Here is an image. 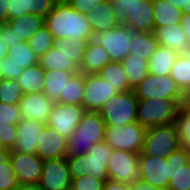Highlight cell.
I'll list each match as a JSON object with an SVG mask.
<instances>
[{
	"mask_svg": "<svg viewBox=\"0 0 190 190\" xmlns=\"http://www.w3.org/2000/svg\"><path fill=\"white\" fill-rule=\"evenodd\" d=\"M8 4L9 0H0V23L8 21Z\"/></svg>",
	"mask_w": 190,
	"mask_h": 190,
	"instance_id": "cell-53",
	"label": "cell"
},
{
	"mask_svg": "<svg viewBox=\"0 0 190 190\" xmlns=\"http://www.w3.org/2000/svg\"><path fill=\"white\" fill-rule=\"evenodd\" d=\"M10 150L0 146V164L9 158Z\"/></svg>",
	"mask_w": 190,
	"mask_h": 190,
	"instance_id": "cell-55",
	"label": "cell"
},
{
	"mask_svg": "<svg viewBox=\"0 0 190 190\" xmlns=\"http://www.w3.org/2000/svg\"><path fill=\"white\" fill-rule=\"evenodd\" d=\"M105 0H71L69 5L76 11L88 15L93 9L103 3Z\"/></svg>",
	"mask_w": 190,
	"mask_h": 190,
	"instance_id": "cell-48",
	"label": "cell"
},
{
	"mask_svg": "<svg viewBox=\"0 0 190 190\" xmlns=\"http://www.w3.org/2000/svg\"><path fill=\"white\" fill-rule=\"evenodd\" d=\"M103 190H130L129 185L108 179Z\"/></svg>",
	"mask_w": 190,
	"mask_h": 190,
	"instance_id": "cell-50",
	"label": "cell"
},
{
	"mask_svg": "<svg viewBox=\"0 0 190 190\" xmlns=\"http://www.w3.org/2000/svg\"><path fill=\"white\" fill-rule=\"evenodd\" d=\"M21 120L19 105L0 102V122L17 125Z\"/></svg>",
	"mask_w": 190,
	"mask_h": 190,
	"instance_id": "cell-41",
	"label": "cell"
},
{
	"mask_svg": "<svg viewBox=\"0 0 190 190\" xmlns=\"http://www.w3.org/2000/svg\"><path fill=\"white\" fill-rule=\"evenodd\" d=\"M173 169L166 157L139 153V180L158 190H167Z\"/></svg>",
	"mask_w": 190,
	"mask_h": 190,
	"instance_id": "cell-12",
	"label": "cell"
},
{
	"mask_svg": "<svg viewBox=\"0 0 190 190\" xmlns=\"http://www.w3.org/2000/svg\"><path fill=\"white\" fill-rule=\"evenodd\" d=\"M9 160L20 185L39 184L44 161L37 154L10 151Z\"/></svg>",
	"mask_w": 190,
	"mask_h": 190,
	"instance_id": "cell-14",
	"label": "cell"
},
{
	"mask_svg": "<svg viewBox=\"0 0 190 190\" xmlns=\"http://www.w3.org/2000/svg\"><path fill=\"white\" fill-rule=\"evenodd\" d=\"M88 39H55L53 47L39 58L45 71H79L83 62Z\"/></svg>",
	"mask_w": 190,
	"mask_h": 190,
	"instance_id": "cell-2",
	"label": "cell"
},
{
	"mask_svg": "<svg viewBox=\"0 0 190 190\" xmlns=\"http://www.w3.org/2000/svg\"><path fill=\"white\" fill-rule=\"evenodd\" d=\"M7 56L13 60L12 62L23 69L39 63V58L27 41L16 43L13 47L8 48Z\"/></svg>",
	"mask_w": 190,
	"mask_h": 190,
	"instance_id": "cell-34",
	"label": "cell"
},
{
	"mask_svg": "<svg viewBox=\"0 0 190 190\" xmlns=\"http://www.w3.org/2000/svg\"><path fill=\"white\" fill-rule=\"evenodd\" d=\"M9 158L0 164V190H16L19 186Z\"/></svg>",
	"mask_w": 190,
	"mask_h": 190,
	"instance_id": "cell-39",
	"label": "cell"
},
{
	"mask_svg": "<svg viewBox=\"0 0 190 190\" xmlns=\"http://www.w3.org/2000/svg\"><path fill=\"white\" fill-rule=\"evenodd\" d=\"M55 4H69L71 0H54Z\"/></svg>",
	"mask_w": 190,
	"mask_h": 190,
	"instance_id": "cell-58",
	"label": "cell"
},
{
	"mask_svg": "<svg viewBox=\"0 0 190 190\" xmlns=\"http://www.w3.org/2000/svg\"><path fill=\"white\" fill-rule=\"evenodd\" d=\"M181 147L190 151V106L183 105L175 121Z\"/></svg>",
	"mask_w": 190,
	"mask_h": 190,
	"instance_id": "cell-37",
	"label": "cell"
},
{
	"mask_svg": "<svg viewBox=\"0 0 190 190\" xmlns=\"http://www.w3.org/2000/svg\"><path fill=\"white\" fill-rule=\"evenodd\" d=\"M27 13L46 17L55 5L54 0H26Z\"/></svg>",
	"mask_w": 190,
	"mask_h": 190,
	"instance_id": "cell-43",
	"label": "cell"
},
{
	"mask_svg": "<svg viewBox=\"0 0 190 190\" xmlns=\"http://www.w3.org/2000/svg\"><path fill=\"white\" fill-rule=\"evenodd\" d=\"M85 80L86 74L80 71L75 73L56 102L83 106Z\"/></svg>",
	"mask_w": 190,
	"mask_h": 190,
	"instance_id": "cell-31",
	"label": "cell"
},
{
	"mask_svg": "<svg viewBox=\"0 0 190 190\" xmlns=\"http://www.w3.org/2000/svg\"><path fill=\"white\" fill-rule=\"evenodd\" d=\"M129 55L149 59L159 47L154 32H134L129 43Z\"/></svg>",
	"mask_w": 190,
	"mask_h": 190,
	"instance_id": "cell-27",
	"label": "cell"
},
{
	"mask_svg": "<svg viewBox=\"0 0 190 190\" xmlns=\"http://www.w3.org/2000/svg\"><path fill=\"white\" fill-rule=\"evenodd\" d=\"M173 66L170 76L187 96L190 93V52L179 54Z\"/></svg>",
	"mask_w": 190,
	"mask_h": 190,
	"instance_id": "cell-32",
	"label": "cell"
},
{
	"mask_svg": "<svg viewBox=\"0 0 190 190\" xmlns=\"http://www.w3.org/2000/svg\"><path fill=\"white\" fill-rule=\"evenodd\" d=\"M122 24L131 28L134 32H153V0H139L135 3Z\"/></svg>",
	"mask_w": 190,
	"mask_h": 190,
	"instance_id": "cell-20",
	"label": "cell"
},
{
	"mask_svg": "<svg viewBox=\"0 0 190 190\" xmlns=\"http://www.w3.org/2000/svg\"><path fill=\"white\" fill-rule=\"evenodd\" d=\"M0 79H2V64H1V60H0Z\"/></svg>",
	"mask_w": 190,
	"mask_h": 190,
	"instance_id": "cell-60",
	"label": "cell"
},
{
	"mask_svg": "<svg viewBox=\"0 0 190 190\" xmlns=\"http://www.w3.org/2000/svg\"><path fill=\"white\" fill-rule=\"evenodd\" d=\"M6 23L17 37L27 41L33 34L45 26V18L35 14H27L24 17L10 19Z\"/></svg>",
	"mask_w": 190,
	"mask_h": 190,
	"instance_id": "cell-26",
	"label": "cell"
},
{
	"mask_svg": "<svg viewBox=\"0 0 190 190\" xmlns=\"http://www.w3.org/2000/svg\"><path fill=\"white\" fill-rule=\"evenodd\" d=\"M181 147L176 123L147 128L142 149L144 155L168 157Z\"/></svg>",
	"mask_w": 190,
	"mask_h": 190,
	"instance_id": "cell-7",
	"label": "cell"
},
{
	"mask_svg": "<svg viewBox=\"0 0 190 190\" xmlns=\"http://www.w3.org/2000/svg\"><path fill=\"white\" fill-rule=\"evenodd\" d=\"M178 56L179 53L172 51L170 48L159 46L148 59V73L156 76L170 75Z\"/></svg>",
	"mask_w": 190,
	"mask_h": 190,
	"instance_id": "cell-24",
	"label": "cell"
},
{
	"mask_svg": "<svg viewBox=\"0 0 190 190\" xmlns=\"http://www.w3.org/2000/svg\"><path fill=\"white\" fill-rule=\"evenodd\" d=\"M186 99L138 100L137 122L145 128L175 123Z\"/></svg>",
	"mask_w": 190,
	"mask_h": 190,
	"instance_id": "cell-5",
	"label": "cell"
},
{
	"mask_svg": "<svg viewBox=\"0 0 190 190\" xmlns=\"http://www.w3.org/2000/svg\"><path fill=\"white\" fill-rule=\"evenodd\" d=\"M147 128L137 121L124 126H106L104 142L115 150L141 153Z\"/></svg>",
	"mask_w": 190,
	"mask_h": 190,
	"instance_id": "cell-8",
	"label": "cell"
},
{
	"mask_svg": "<svg viewBox=\"0 0 190 190\" xmlns=\"http://www.w3.org/2000/svg\"><path fill=\"white\" fill-rule=\"evenodd\" d=\"M139 154L126 150L113 149L107 163L110 180L132 185L139 180Z\"/></svg>",
	"mask_w": 190,
	"mask_h": 190,
	"instance_id": "cell-11",
	"label": "cell"
},
{
	"mask_svg": "<svg viewBox=\"0 0 190 190\" xmlns=\"http://www.w3.org/2000/svg\"><path fill=\"white\" fill-rule=\"evenodd\" d=\"M119 91L98 74H86L83 107L86 111L98 112Z\"/></svg>",
	"mask_w": 190,
	"mask_h": 190,
	"instance_id": "cell-15",
	"label": "cell"
},
{
	"mask_svg": "<svg viewBox=\"0 0 190 190\" xmlns=\"http://www.w3.org/2000/svg\"><path fill=\"white\" fill-rule=\"evenodd\" d=\"M130 190H158L151 185H148L145 182H142L138 180L137 182H134L132 185H129Z\"/></svg>",
	"mask_w": 190,
	"mask_h": 190,
	"instance_id": "cell-54",
	"label": "cell"
},
{
	"mask_svg": "<svg viewBox=\"0 0 190 190\" xmlns=\"http://www.w3.org/2000/svg\"><path fill=\"white\" fill-rule=\"evenodd\" d=\"M186 105L190 106V93L186 96Z\"/></svg>",
	"mask_w": 190,
	"mask_h": 190,
	"instance_id": "cell-59",
	"label": "cell"
},
{
	"mask_svg": "<svg viewBox=\"0 0 190 190\" xmlns=\"http://www.w3.org/2000/svg\"><path fill=\"white\" fill-rule=\"evenodd\" d=\"M71 183L67 158L44 160L39 182L41 190H70Z\"/></svg>",
	"mask_w": 190,
	"mask_h": 190,
	"instance_id": "cell-16",
	"label": "cell"
},
{
	"mask_svg": "<svg viewBox=\"0 0 190 190\" xmlns=\"http://www.w3.org/2000/svg\"><path fill=\"white\" fill-rule=\"evenodd\" d=\"M93 34L116 27L120 22L114 16L109 0H105L87 15Z\"/></svg>",
	"mask_w": 190,
	"mask_h": 190,
	"instance_id": "cell-23",
	"label": "cell"
},
{
	"mask_svg": "<svg viewBox=\"0 0 190 190\" xmlns=\"http://www.w3.org/2000/svg\"><path fill=\"white\" fill-rule=\"evenodd\" d=\"M0 38L5 43L7 48L13 47L16 43L23 41L15 35L14 31L8 26L7 23H0Z\"/></svg>",
	"mask_w": 190,
	"mask_h": 190,
	"instance_id": "cell-49",
	"label": "cell"
},
{
	"mask_svg": "<svg viewBox=\"0 0 190 190\" xmlns=\"http://www.w3.org/2000/svg\"><path fill=\"white\" fill-rule=\"evenodd\" d=\"M180 25L183 28V31L187 35V40L190 46V14H183Z\"/></svg>",
	"mask_w": 190,
	"mask_h": 190,
	"instance_id": "cell-52",
	"label": "cell"
},
{
	"mask_svg": "<svg viewBox=\"0 0 190 190\" xmlns=\"http://www.w3.org/2000/svg\"><path fill=\"white\" fill-rule=\"evenodd\" d=\"M54 103L44 93L24 94L18 104L22 120H37L46 124Z\"/></svg>",
	"mask_w": 190,
	"mask_h": 190,
	"instance_id": "cell-18",
	"label": "cell"
},
{
	"mask_svg": "<svg viewBox=\"0 0 190 190\" xmlns=\"http://www.w3.org/2000/svg\"><path fill=\"white\" fill-rule=\"evenodd\" d=\"M36 154L44 160L67 158L68 139L45 125L38 137Z\"/></svg>",
	"mask_w": 190,
	"mask_h": 190,
	"instance_id": "cell-17",
	"label": "cell"
},
{
	"mask_svg": "<svg viewBox=\"0 0 190 190\" xmlns=\"http://www.w3.org/2000/svg\"><path fill=\"white\" fill-rule=\"evenodd\" d=\"M111 61L105 49L91 40L87 44L84 59L79 71L84 74H98L99 71Z\"/></svg>",
	"mask_w": 190,
	"mask_h": 190,
	"instance_id": "cell-22",
	"label": "cell"
},
{
	"mask_svg": "<svg viewBox=\"0 0 190 190\" xmlns=\"http://www.w3.org/2000/svg\"><path fill=\"white\" fill-rule=\"evenodd\" d=\"M122 65L129 77L130 87L134 90L148 74V59L127 56Z\"/></svg>",
	"mask_w": 190,
	"mask_h": 190,
	"instance_id": "cell-33",
	"label": "cell"
},
{
	"mask_svg": "<svg viewBox=\"0 0 190 190\" xmlns=\"http://www.w3.org/2000/svg\"><path fill=\"white\" fill-rule=\"evenodd\" d=\"M105 132L106 123L99 112L86 111L68 138L67 157L87 154L94 144L104 141Z\"/></svg>",
	"mask_w": 190,
	"mask_h": 190,
	"instance_id": "cell-3",
	"label": "cell"
},
{
	"mask_svg": "<svg viewBox=\"0 0 190 190\" xmlns=\"http://www.w3.org/2000/svg\"><path fill=\"white\" fill-rule=\"evenodd\" d=\"M17 136V125L0 122V146L12 150Z\"/></svg>",
	"mask_w": 190,
	"mask_h": 190,
	"instance_id": "cell-42",
	"label": "cell"
},
{
	"mask_svg": "<svg viewBox=\"0 0 190 190\" xmlns=\"http://www.w3.org/2000/svg\"><path fill=\"white\" fill-rule=\"evenodd\" d=\"M138 98L134 90L119 92L98 111L106 126H124L137 121Z\"/></svg>",
	"mask_w": 190,
	"mask_h": 190,
	"instance_id": "cell-6",
	"label": "cell"
},
{
	"mask_svg": "<svg viewBox=\"0 0 190 190\" xmlns=\"http://www.w3.org/2000/svg\"><path fill=\"white\" fill-rule=\"evenodd\" d=\"M113 148L104 141L96 143L85 155L67 157L71 178L92 175L98 180L107 182V163Z\"/></svg>",
	"mask_w": 190,
	"mask_h": 190,
	"instance_id": "cell-4",
	"label": "cell"
},
{
	"mask_svg": "<svg viewBox=\"0 0 190 190\" xmlns=\"http://www.w3.org/2000/svg\"><path fill=\"white\" fill-rule=\"evenodd\" d=\"M134 31L120 23L116 27L93 35V41L101 45L112 61L122 62L129 55V43Z\"/></svg>",
	"mask_w": 190,
	"mask_h": 190,
	"instance_id": "cell-10",
	"label": "cell"
},
{
	"mask_svg": "<svg viewBox=\"0 0 190 190\" xmlns=\"http://www.w3.org/2000/svg\"><path fill=\"white\" fill-rule=\"evenodd\" d=\"M175 7L182 10L183 14H190V0H168Z\"/></svg>",
	"mask_w": 190,
	"mask_h": 190,
	"instance_id": "cell-51",
	"label": "cell"
},
{
	"mask_svg": "<svg viewBox=\"0 0 190 190\" xmlns=\"http://www.w3.org/2000/svg\"><path fill=\"white\" fill-rule=\"evenodd\" d=\"M46 71L38 63L23 70L16 79L24 94L43 93Z\"/></svg>",
	"mask_w": 190,
	"mask_h": 190,
	"instance_id": "cell-25",
	"label": "cell"
},
{
	"mask_svg": "<svg viewBox=\"0 0 190 190\" xmlns=\"http://www.w3.org/2000/svg\"><path fill=\"white\" fill-rule=\"evenodd\" d=\"M139 0H109L114 16L122 23L131 7Z\"/></svg>",
	"mask_w": 190,
	"mask_h": 190,
	"instance_id": "cell-44",
	"label": "cell"
},
{
	"mask_svg": "<svg viewBox=\"0 0 190 190\" xmlns=\"http://www.w3.org/2000/svg\"><path fill=\"white\" fill-rule=\"evenodd\" d=\"M167 190H190V161L182 167H173Z\"/></svg>",
	"mask_w": 190,
	"mask_h": 190,
	"instance_id": "cell-38",
	"label": "cell"
},
{
	"mask_svg": "<svg viewBox=\"0 0 190 190\" xmlns=\"http://www.w3.org/2000/svg\"><path fill=\"white\" fill-rule=\"evenodd\" d=\"M12 61L13 60L8 56H5L3 59H1L2 79L16 80L23 72L24 69Z\"/></svg>",
	"mask_w": 190,
	"mask_h": 190,
	"instance_id": "cell-45",
	"label": "cell"
},
{
	"mask_svg": "<svg viewBox=\"0 0 190 190\" xmlns=\"http://www.w3.org/2000/svg\"><path fill=\"white\" fill-rule=\"evenodd\" d=\"M8 48L6 47L5 43L0 38V60L7 56Z\"/></svg>",
	"mask_w": 190,
	"mask_h": 190,
	"instance_id": "cell-57",
	"label": "cell"
},
{
	"mask_svg": "<svg viewBox=\"0 0 190 190\" xmlns=\"http://www.w3.org/2000/svg\"><path fill=\"white\" fill-rule=\"evenodd\" d=\"M54 37L46 26H43L27 40L38 58L46 54L54 44Z\"/></svg>",
	"mask_w": 190,
	"mask_h": 190,
	"instance_id": "cell-35",
	"label": "cell"
},
{
	"mask_svg": "<svg viewBox=\"0 0 190 190\" xmlns=\"http://www.w3.org/2000/svg\"><path fill=\"white\" fill-rule=\"evenodd\" d=\"M154 34L159 46L170 48L176 53L190 52L187 35L180 24L154 27Z\"/></svg>",
	"mask_w": 190,
	"mask_h": 190,
	"instance_id": "cell-21",
	"label": "cell"
},
{
	"mask_svg": "<svg viewBox=\"0 0 190 190\" xmlns=\"http://www.w3.org/2000/svg\"><path fill=\"white\" fill-rule=\"evenodd\" d=\"M190 161V151L184 147H180L167 157V163L171 164V168L182 167Z\"/></svg>",
	"mask_w": 190,
	"mask_h": 190,
	"instance_id": "cell-46",
	"label": "cell"
},
{
	"mask_svg": "<svg viewBox=\"0 0 190 190\" xmlns=\"http://www.w3.org/2000/svg\"><path fill=\"white\" fill-rule=\"evenodd\" d=\"M16 190H41L39 184L19 185Z\"/></svg>",
	"mask_w": 190,
	"mask_h": 190,
	"instance_id": "cell-56",
	"label": "cell"
},
{
	"mask_svg": "<svg viewBox=\"0 0 190 190\" xmlns=\"http://www.w3.org/2000/svg\"><path fill=\"white\" fill-rule=\"evenodd\" d=\"M154 27L180 24L183 12L168 0H153Z\"/></svg>",
	"mask_w": 190,
	"mask_h": 190,
	"instance_id": "cell-28",
	"label": "cell"
},
{
	"mask_svg": "<svg viewBox=\"0 0 190 190\" xmlns=\"http://www.w3.org/2000/svg\"><path fill=\"white\" fill-rule=\"evenodd\" d=\"M104 182L92 175L76 177L72 179L70 190H103Z\"/></svg>",
	"mask_w": 190,
	"mask_h": 190,
	"instance_id": "cell-40",
	"label": "cell"
},
{
	"mask_svg": "<svg viewBox=\"0 0 190 190\" xmlns=\"http://www.w3.org/2000/svg\"><path fill=\"white\" fill-rule=\"evenodd\" d=\"M85 112L83 106L55 102L46 125L68 139L76 131Z\"/></svg>",
	"mask_w": 190,
	"mask_h": 190,
	"instance_id": "cell-13",
	"label": "cell"
},
{
	"mask_svg": "<svg viewBox=\"0 0 190 190\" xmlns=\"http://www.w3.org/2000/svg\"><path fill=\"white\" fill-rule=\"evenodd\" d=\"M45 26L54 39L83 38L93 40L92 28L88 17L69 4H55L45 17Z\"/></svg>",
	"mask_w": 190,
	"mask_h": 190,
	"instance_id": "cell-1",
	"label": "cell"
},
{
	"mask_svg": "<svg viewBox=\"0 0 190 190\" xmlns=\"http://www.w3.org/2000/svg\"><path fill=\"white\" fill-rule=\"evenodd\" d=\"M98 75L119 92H127L133 90L130 87L129 77L124 70L122 62H109L104 68L99 71Z\"/></svg>",
	"mask_w": 190,
	"mask_h": 190,
	"instance_id": "cell-30",
	"label": "cell"
},
{
	"mask_svg": "<svg viewBox=\"0 0 190 190\" xmlns=\"http://www.w3.org/2000/svg\"><path fill=\"white\" fill-rule=\"evenodd\" d=\"M134 92L138 100L186 99V95L170 75L156 76L148 73L144 80L134 89Z\"/></svg>",
	"mask_w": 190,
	"mask_h": 190,
	"instance_id": "cell-9",
	"label": "cell"
},
{
	"mask_svg": "<svg viewBox=\"0 0 190 190\" xmlns=\"http://www.w3.org/2000/svg\"><path fill=\"white\" fill-rule=\"evenodd\" d=\"M79 71L51 70L45 73L43 93L52 101L56 102L64 91V88L72 76Z\"/></svg>",
	"mask_w": 190,
	"mask_h": 190,
	"instance_id": "cell-29",
	"label": "cell"
},
{
	"mask_svg": "<svg viewBox=\"0 0 190 190\" xmlns=\"http://www.w3.org/2000/svg\"><path fill=\"white\" fill-rule=\"evenodd\" d=\"M27 13L26 0H9L8 4V20L24 17Z\"/></svg>",
	"mask_w": 190,
	"mask_h": 190,
	"instance_id": "cell-47",
	"label": "cell"
},
{
	"mask_svg": "<svg viewBox=\"0 0 190 190\" xmlns=\"http://www.w3.org/2000/svg\"><path fill=\"white\" fill-rule=\"evenodd\" d=\"M46 124L37 120H21L17 124V138L15 145L10 151L24 154H36L38 137Z\"/></svg>",
	"mask_w": 190,
	"mask_h": 190,
	"instance_id": "cell-19",
	"label": "cell"
},
{
	"mask_svg": "<svg viewBox=\"0 0 190 190\" xmlns=\"http://www.w3.org/2000/svg\"><path fill=\"white\" fill-rule=\"evenodd\" d=\"M24 93L16 80L1 79L0 102L18 105Z\"/></svg>",
	"mask_w": 190,
	"mask_h": 190,
	"instance_id": "cell-36",
	"label": "cell"
}]
</instances>
